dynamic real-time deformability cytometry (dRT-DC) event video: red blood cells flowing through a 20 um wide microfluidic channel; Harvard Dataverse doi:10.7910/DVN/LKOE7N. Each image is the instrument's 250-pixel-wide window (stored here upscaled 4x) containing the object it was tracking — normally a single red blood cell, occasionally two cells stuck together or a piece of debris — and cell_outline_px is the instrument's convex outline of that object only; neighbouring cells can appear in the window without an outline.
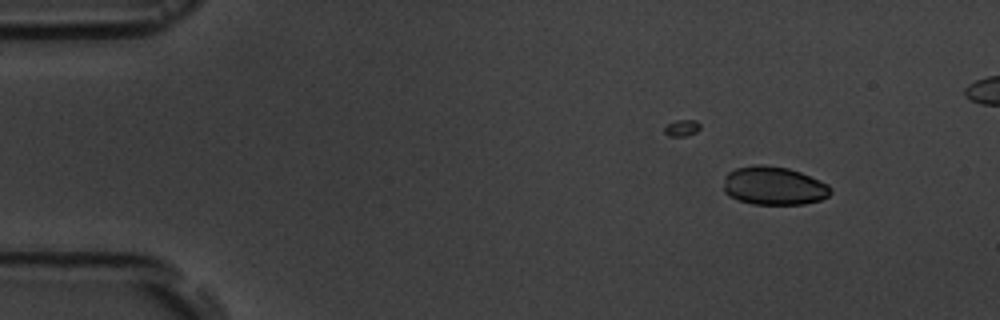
{"species": "common noctule bat (a hibernating species)", "species_latin": "Nyctalus noctula", "temperature_condition": "room temperature", "stored_images_in_passage": 5, "camera_frame_rate_fps": 3000, "um_per_image_px": 0.085, "animal": {"sex": "male", "body_mass_g": 19.5, "forearm_length_mm": 54.6}, "frame": {"image": 1, "passage_image": 1, "time_ms": 0.0, "image_size_px": [1000, 320], "cell_outline_px": [[832, 192], [828, 196], [820, 200], [804, 204], [752, 204], [736, 200], [728, 196], [724, 192], [724, 176], [728, 172], [736, 168], [752, 164], [764, 164], [788, 168], [800, 172], [820, 180], [828, 184], [832, 188]], "centroid_in_image_um": [65.75, 15.79], "position_along_channel_um": 19.2, "area_um2": 24.33}}